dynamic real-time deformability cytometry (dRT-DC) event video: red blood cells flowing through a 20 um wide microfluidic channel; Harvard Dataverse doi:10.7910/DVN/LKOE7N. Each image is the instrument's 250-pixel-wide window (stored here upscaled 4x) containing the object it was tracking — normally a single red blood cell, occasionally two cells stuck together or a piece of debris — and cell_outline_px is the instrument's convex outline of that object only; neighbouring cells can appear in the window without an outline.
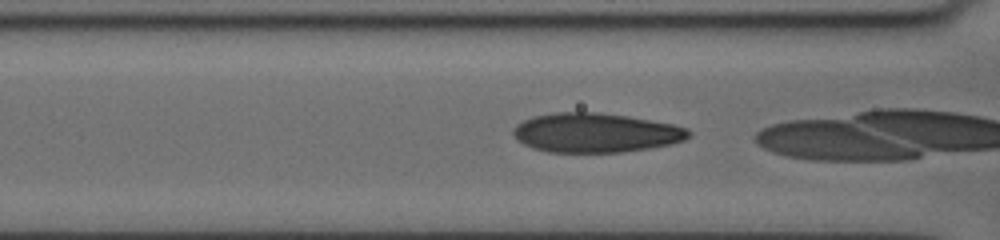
{"species": "human", "species_latin": "Homo sapiens", "temperature_condition": "cold", "stored_images_in_passage": 13, "camera_frame_rate_fps": 3000, "um_per_image_px": 0.085, "donor": {"sex": "female"}, "frame": {"image": 1, "passage_image": 6, "time_ms": 1.333, "image_size_px": [1000, 240], "cell_outline_px": [[692, 136], [684, 140], [672, 144], [652, 148], [624, 152], [548, 152], [532, 148], [516, 140], [512, 132], [512, 128], [516, 124], [532, 116], [556, 112], [596, 112], [628, 116], [672, 124], [688, 128], [692, 132]], "centroid_in_image_um": [50.63, 11.29], "position_along_channel_um": 116.0, "area_um2": 40.63}}
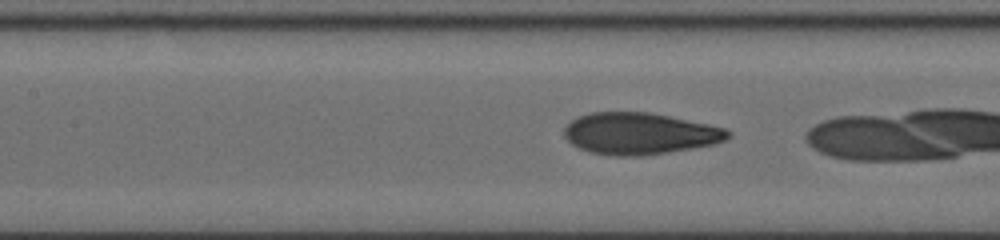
{"frame": {"image": 2, "passage_image": 10, "time_ms": 2.333, "image_size_px": [1000, 240], "cell_outline_px": [[732, 136], [716, 144], [668, 152], [640, 156], [616, 156], [588, 152], [572, 144], [564, 136], [564, 128], [572, 120], [580, 116], [592, 112], [648, 112], [708, 124], [724, 128], [732, 132]], "centroid_in_image_um": [54.38, 11.36], "position_along_channel_um": 153.0, "area_um2": 39.65}}